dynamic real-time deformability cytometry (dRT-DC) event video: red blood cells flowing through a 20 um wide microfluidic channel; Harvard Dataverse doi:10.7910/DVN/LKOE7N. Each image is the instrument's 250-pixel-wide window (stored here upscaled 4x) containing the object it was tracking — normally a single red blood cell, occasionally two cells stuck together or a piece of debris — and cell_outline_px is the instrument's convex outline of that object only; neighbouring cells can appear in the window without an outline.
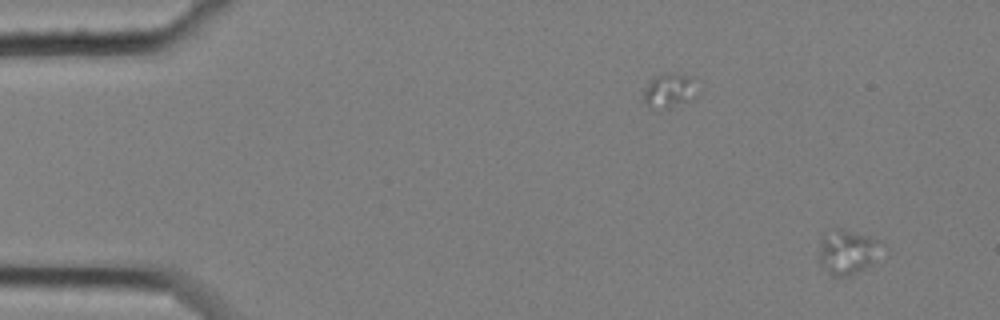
{"species": "common noctule bat (a hibernating species)", "species_latin": "Nyctalus noctula", "temperature_condition": "cold", "stored_images_in_passage": 6, "camera_frame_rate_fps": 3000, "um_per_image_px": 0.085, "animal": {"sex": "female", "body_mass_g": 25.1}, "frame": {"image": 1, "passage_image": 1, "time_ms": 0.0, "image_size_px": [1000, 320], "cell_outline_px": [[888, 248], [872, 264], [852, 276], [832, 276], [820, 264], [820, 236], [836, 228], [840, 228], [868, 236], [884, 244]], "centroid_in_image_um": [72.1, 21.42], "position_along_channel_um": 12.9, "area_um2": 16.7}}